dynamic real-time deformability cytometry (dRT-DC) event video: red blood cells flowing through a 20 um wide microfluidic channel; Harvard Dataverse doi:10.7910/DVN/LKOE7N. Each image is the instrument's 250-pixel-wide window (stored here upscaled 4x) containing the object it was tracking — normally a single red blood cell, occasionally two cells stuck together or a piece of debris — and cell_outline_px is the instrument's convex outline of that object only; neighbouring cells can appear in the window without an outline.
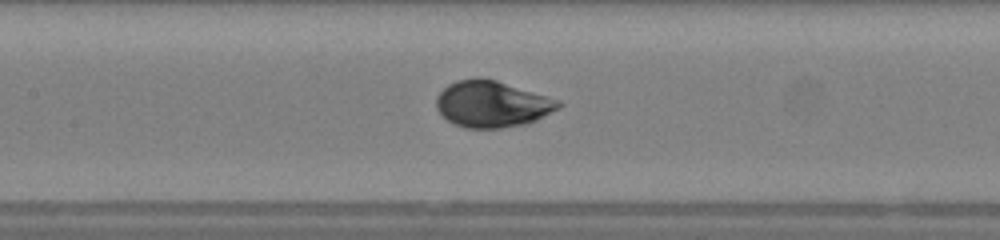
{"species": "human", "species_latin": "Homo sapiens", "temperature_condition": "warm", "stored_images_in_passage": 49, "camera_frame_rate_fps": 3000, "um_per_image_px": 0.085, "donor": {"sex": "female"}, "frame": {"image": 1, "passage_image": 22, "time_ms": 7.0, "image_size_px": [1000, 240], "cell_outline_px": [[564, 104], [560, 108], [536, 120], [524, 124], [500, 128], [464, 128], [448, 120], [436, 108], [436, 96], [448, 84], [456, 80], [476, 76], [480, 76], [496, 80], [560, 100]], "centroid_in_image_um": [41.82, 8.82], "position_along_channel_um": 165.6, "area_um2": 33.18}, "authors_computed_cell_mechanics": {"area_um2": 31.8478, "velocity_mm_per_s": 4.1953, "shape_relaxation_time_tau1_ms": 3.5915, "shape_relaxation_time_tau2_ms": null, "deformation_change_tau1": 0.173, "deformation_change_tau2": null}}